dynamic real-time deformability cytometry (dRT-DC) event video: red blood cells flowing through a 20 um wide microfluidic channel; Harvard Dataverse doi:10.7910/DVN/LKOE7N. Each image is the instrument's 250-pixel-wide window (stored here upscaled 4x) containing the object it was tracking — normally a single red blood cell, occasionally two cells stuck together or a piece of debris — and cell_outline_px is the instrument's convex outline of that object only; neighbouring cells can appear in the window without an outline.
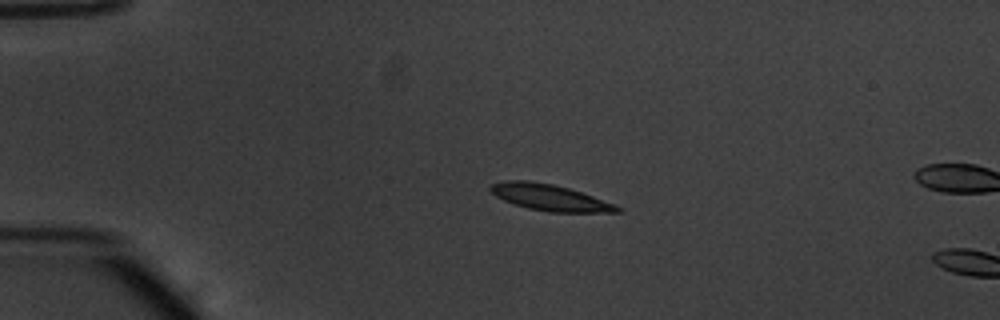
{"species": "common noctule bat (a hibernating species)", "species_latin": "Nyctalus noctula", "temperature_condition": "warm", "stored_images_in_passage": 13, "camera_frame_rate_fps": 3000, "um_per_image_px": 0.085, "animal": {"sex": "male", "body_mass_g": 20.1, "forearm_length_mm": 53.5}, "frame": {"image": 1, "passage_image": 10, "time_ms": 3.0, "image_size_px": [1000, 320], "cell_outline_px": [[624, 212], [548, 212], [528, 208], [512, 204], [496, 196], [488, 188], [492, 184], [508, 180], [528, 180], [552, 184], [568, 188], [616, 204], [624, 208]], "centroid_in_image_um": [46.77, 16.8], "position_along_channel_um": 38.2, "area_um2": 19.42}}